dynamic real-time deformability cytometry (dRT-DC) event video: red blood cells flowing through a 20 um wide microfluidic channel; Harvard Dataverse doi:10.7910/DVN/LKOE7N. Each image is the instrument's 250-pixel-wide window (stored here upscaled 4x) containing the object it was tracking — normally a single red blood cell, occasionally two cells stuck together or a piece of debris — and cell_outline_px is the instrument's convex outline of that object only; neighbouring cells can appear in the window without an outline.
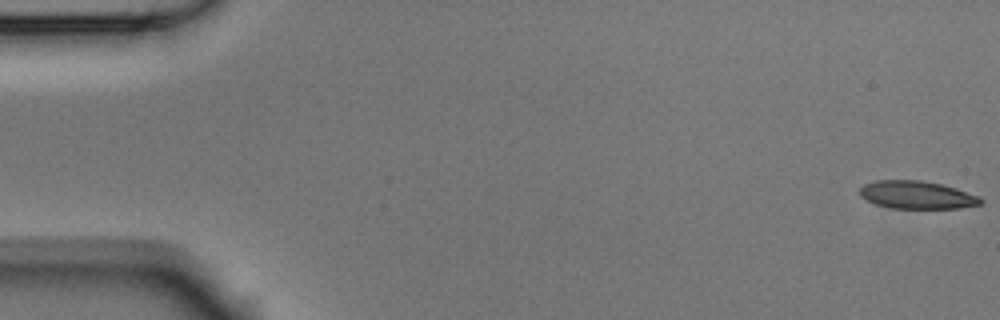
{"species": "Egyptian fruit bat (a non-hibernating species)", "species_latin": "Rousettus aegyptiacus", "temperature_condition": "room temperature", "stored_images_in_passage": 6, "camera_frame_rate_fps": 3000, "um_per_image_px": 0.085, "animal": {"sex": "male"}, "frame": {"image": 1, "passage_image": 1, "time_ms": 0.0, "image_size_px": [1000, 320], "cell_outline_px": [[984, 200], [980, 204], [960, 208], [892, 208], [876, 204], [860, 196], [860, 188], [864, 184], [876, 180], [920, 180], [940, 184], [956, 188], [980, 196]], "centroid_in_image_um": [77.95, 16.56], "position_along_channel_um": 7.1, "area_um2": 19.54}}